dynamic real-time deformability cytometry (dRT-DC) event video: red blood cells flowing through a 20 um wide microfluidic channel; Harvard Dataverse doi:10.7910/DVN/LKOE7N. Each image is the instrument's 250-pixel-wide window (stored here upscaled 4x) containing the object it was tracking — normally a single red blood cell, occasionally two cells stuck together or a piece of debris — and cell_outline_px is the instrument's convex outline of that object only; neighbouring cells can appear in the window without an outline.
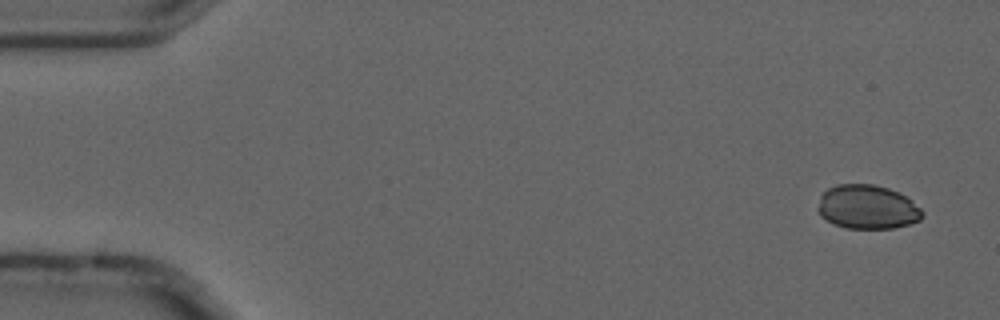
{"species": "common noctule bat (a hibernating species)", "species_latin": "Nyctalus noctula", "temperature_condition": "cold", "stored_images_in_passage": 4, "camera_frame_rate_fps": 3000, "um_per_image_px": 0.085, "animal": {"sex": "male", "forearm_length_mm": 52.5}, "frame": {"image": 1, "passage_image": 1, "time_ms": 0.0, "image_size_px": [1000, 320], "cell_outline_px": [[924, 216], [920, 220], [908, 224], [892, 228], [848, 228], [836, 224], [820, 216], [816, 208], [820, 196], [828, 188], [836, 184], [872, 184], [888, 188], [908, 196], [924, 212]], "centroid_in_image_um": [73.73, 17.58], "position_along_channel_um": 11.3, "area_um2": 26.93}}